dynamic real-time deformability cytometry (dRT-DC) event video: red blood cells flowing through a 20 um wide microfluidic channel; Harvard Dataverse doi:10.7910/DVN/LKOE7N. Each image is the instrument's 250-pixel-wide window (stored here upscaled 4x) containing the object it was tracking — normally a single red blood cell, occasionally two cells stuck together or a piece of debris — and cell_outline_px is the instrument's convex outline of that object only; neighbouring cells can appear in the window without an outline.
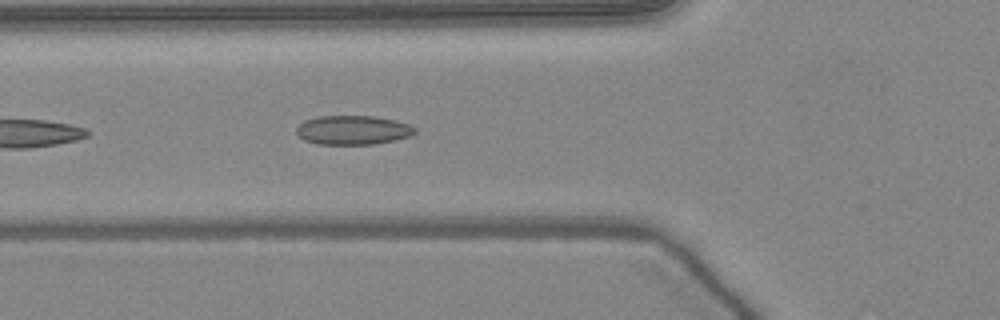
{"species": "common noctule bat (a hibernating species)", "species_latin": "Nyctalus noctula", "temperature_condition": "warm", "stored_images_in_passage": 8, "camera_frame_rate_fps": 3000, "um_per_image_px": 0.085, "animal": {"sex": "female", "body_mass_g": 24.6, "forearm_length_mm": 56.2}, "frame": {"image": 1, "passage_image": 5, "time_ms": 1.333, "image_size_px": [1000, 320], "cell_outline_px": [[416, 132], [412, 136], [396, 140], [376, 144], [316, 144], [304, 140], [296, 132], [296, 128], [304, 120], [316, 116], [372, 116], [396, 120], [408, 124], [416, 128]], "centroid_in_image_um": [30.01, 11.06], "position_along_channel_um": 95.8, "area_um2": 20.29}}